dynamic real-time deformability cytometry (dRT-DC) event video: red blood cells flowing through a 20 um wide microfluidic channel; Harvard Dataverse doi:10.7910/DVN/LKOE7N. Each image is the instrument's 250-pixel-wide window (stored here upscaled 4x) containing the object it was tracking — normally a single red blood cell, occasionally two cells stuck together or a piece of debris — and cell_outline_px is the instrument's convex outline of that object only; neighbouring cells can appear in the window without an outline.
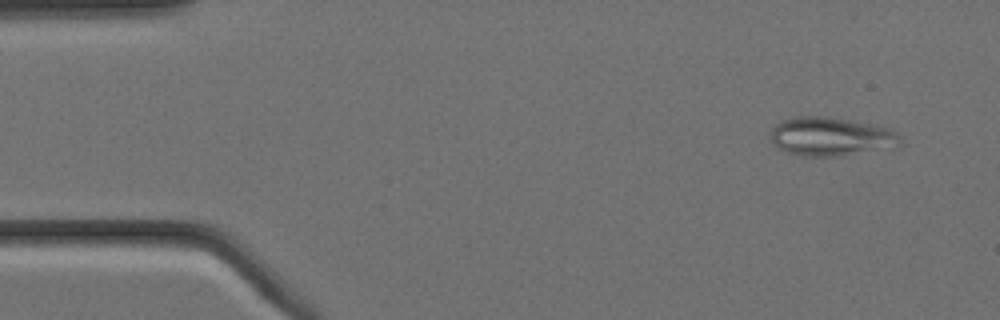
{"species": "Egyptian fruit bat (a non-hibernating species)", "species_latin": "Rousettus aegyptiacus", "temperature_condition": "cold", "stored_images_in_passage": 4, "camera_frame_rate_fps": 3000, "um_per_image_px": 0.085, "animal": {"sex": "female"}, "frame": {"image": 1, "passage_image": 1, "time_ms": 0.0, "image_size_px": [1000, 320], "cell_outline_px": [[904, 144], [900, 148], [844, 156], [804, 156], [788, 152], [772, 144], [772, 128], [780, 120], [796, 116], [828, 116], [872, 124], [892, 128], [900, 136]], "centroid_in_image_um": [70.75, 11.62], "position_along_channel_um": 14.3, "area_um2": 30.06}}
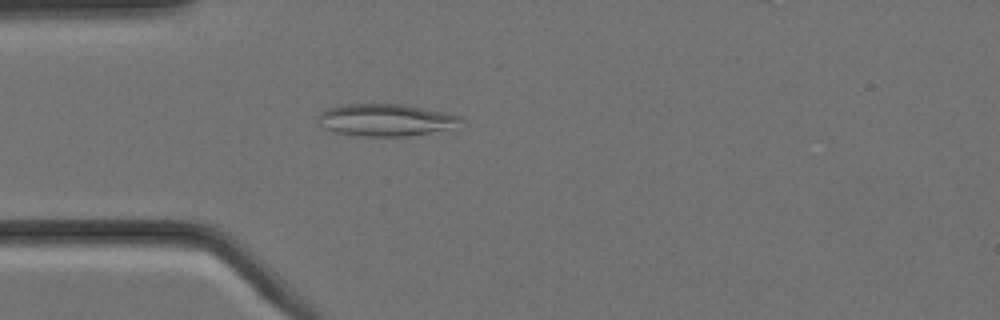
{"frame": {"image": 2, "passage_image": 4, "time_ms": 1.0, "image_size_px": [1000, 320], "cell_outline_px": [[464, 120], [448, 128], [428, 132], [404, 136], [360, 136], [336, 132], [324, 128], [316, 116], [320, 112], [328, 108], [340, 104], [404, 104], [444, 112], [460, 116]], "centroid_in_image_um": [32.71, 10.18], "position_along_channel_um": 52.3, "area_um2": 26.41}}